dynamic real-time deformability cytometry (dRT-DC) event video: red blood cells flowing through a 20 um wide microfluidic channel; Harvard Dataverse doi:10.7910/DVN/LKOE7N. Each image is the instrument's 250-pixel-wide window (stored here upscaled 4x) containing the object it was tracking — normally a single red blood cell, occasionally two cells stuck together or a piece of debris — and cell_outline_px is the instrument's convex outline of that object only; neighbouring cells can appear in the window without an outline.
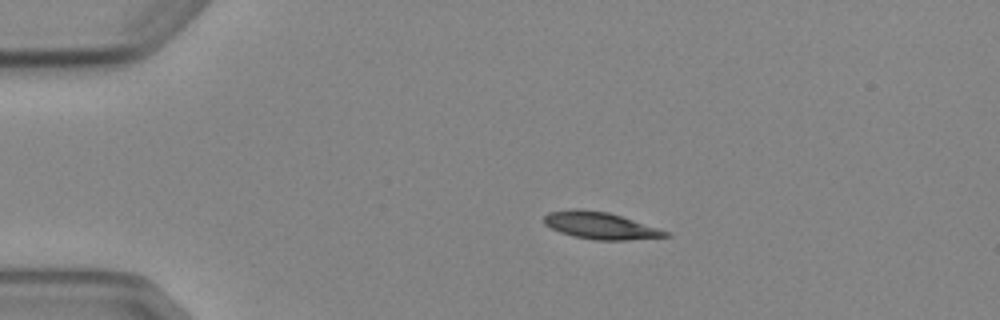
{"species": "Egyptian fruit bat (a non-hibernating species)", "species_latin": "Rousettus aegyptiacus", "temperature_condition": "cold", "stored_images_in_passage": 4, "camera_frame_rate_fps": 3000, "um_per_image_px": 0.085, "animal": {"sex": "female"}, "frame": {"image": 1, "passage_image": 1, "time_ms": 0.0, "image_size_px": [1000, 320], "cell_outline_px": [[672, 236], [628, 240], [596, 240], [572, 236], [560, 232], [544, 224], [544, 216], [548, 212], [572, 208], [580, 208], [608, 212], [668, 232]], "centroid_in_image_um": [50.96, 19.17], "position_along_channel_um": 34.0, "area_um2": 18.96}}
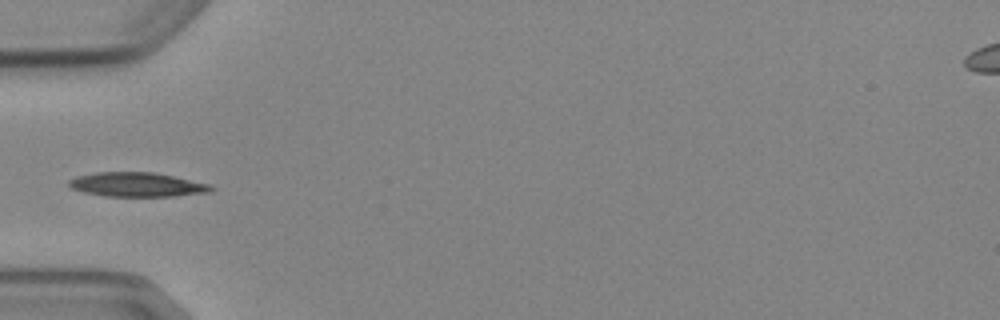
{"frame": {"image": 2, "passage_image": 3, "time_ms": 2.333, "image_size_px": [1000, 320], "cell_outline_px": [[216, 188], [212, 192], [176, 196], [104, 196], [84, 192], [72, 188], [68, 184], [68, 180], [76, 176], [96, 172], [152, 172], [212, 184]], "centroid_in_image_um": [11.69, 15.69], "position_along_channel_um": 73.3, "area_um2": 20.23}}
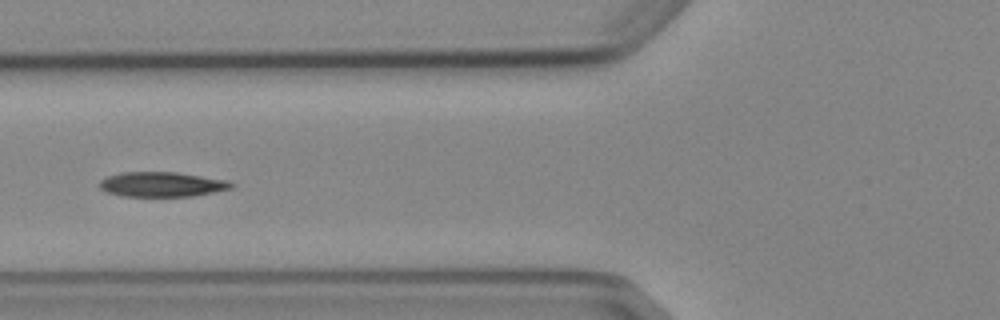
{"frame": {"image": 3, "passage_image": 4, "time_ms": 3.333, "image_size_px": [1000, 320], "cell_outline_px": [[236, 184], [232, 188], [192, 196], [124, 196], [108, 192], [100, 188], [96, 184], [104, 176], [120, 172], [176, 172], [228, 180]], "centroid_in_image_um": [13.72, 15.66], "position_along_channel_um": 112.1, "area_um2": 19.19}}